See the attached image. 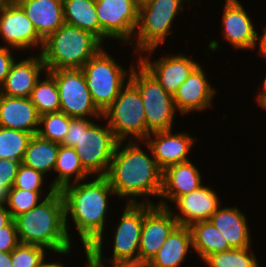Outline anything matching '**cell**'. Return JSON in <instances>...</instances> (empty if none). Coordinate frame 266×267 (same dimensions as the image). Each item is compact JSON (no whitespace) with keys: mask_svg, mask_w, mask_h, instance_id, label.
Masks as SVG:
<instances>
[{"mask_svg":"<svg viewBox=\"0 0 266 267\" xmlns=\"http://www.w3.org/2000/svg\"><path fill=\"white\" fill-rule=\"evenodd\" d=\"M92 177L94 178L90 181L86 179L66 185L60 192L64 200L65 225L70 239L69 216L78 232V239L83 246L89 248L90 256H102L109 196H115V192L106 176Z\"/></svg>","mask_w":266,"mask_h":267,"instance_id":"1","label":"cell"},{"mask_svg":"<svg viewBox=\"0 0 266 267\" xmlns=\"http://www.w3.org/2000/svg\"><path fill=\"white\" fill-rule=\"evenodd\" d=\"M141 141H118L106 174L115 196L126 203L154 204L150 198L158 197L162 188V170L156 163L149 146L143 151ZM123 144V145H122ZM151 196V197H150ZM142 197L139 201L137 198ZM149 198V199H148Z\"/></svg>","mask_w":266,"mask_h":267,"instance_id":"2","label":"cell"},{"mask_svg":"<svg viewBox=\"0 0 266 267\" xmlns=\"http://www.w3.org/2000/svg\"><path fill=\"white\" fill-rule=\"evenodd\" d=\"M14 221L20 243L42 246L54 254L70 253L73 240L66 229L64 200L60 190H55Z\"/></svg>","mask_w":266,"mask_h":267,"instance_id":"3","label":"cell"},{"mask_svg":"<svg viewBox=\"0 0 266 267\" xmlns=\"http://www.w3.org/2000/svg\"><path fill=\"white\" fill-rule=\"evenodd\" d=\"M117 144L107 122L103 126L90 118H72L61 145L75 149L83 168L91 176H106Z\"/></svg>","mask_w":266,"mask_h":267,"instance_id":"4","label":"cell"},{"mask_svg":"<svg viewBox=\"0 0 266 267\" xmlns=\"http://www.w3.org/2000/svg\"><path fill=\"white\" fill-rule=\"evenodd\" d=\"M102 45L91 32L64 23L44 40L40 54L46 71L81 69Z\"/></svg>","mask_w":266,"mask_h":267,"instance_id":"5","label":"cell"},{"mask_svg":"<svg viewBox=\"0 0 266 267\" xmlns=\"http://www.w3.org/2000/svg\"><path fill=\"white\" fill-rule=\"evenodd\" d=\"M184 1L191 3L192 0H150L139 6L136 36L129 43L130 47L135 46L132 57L158 48L172 35V24L177 15L183 13Z\"/></svg>","mask_w":266,"mask_h":267,"instance_id":"6","label":"cell"},{"mask_svg":"<svg viewBox=\"0 0 266 267\" xmlns=\"http://www.w3.org/2000/svg\"><path fill=\"white\" fill-rule=\"evenodd\" d=\"M102 47L81 68L84 73L92 100L104 112L118 96L130 78V69L122 67L110 53ZM127 79V81H126Z\"/></svg>","mask_w":266,"mask_h":267,"instance_id":"7","label":"cell"},{"mask_svg":"<svg viewBox=\"0 0 266 267\" xmlns=\"http://www.w3.org/2000/svg\"><path fill=\"white\" fill-rule=\"evenodd\" d=\"M118 141H143L147 126L143 101L138 88L130 81L122 87L113 103L102 112Z\"/></svg>","mask_w":266,"mask_h":267,"instance_id":"8","label":"cell"},{"mask_svg":"<svg viewBox=\"0 0 266 267\" xmlns=\"http://www.w3.org/2000/svg\"><path fill=\"white\" fill-rule=\"evenodd\" d=\"M134 63L129 80L138 88L143 101L147 137L153 132L173 130L177 113L173 96L138 60Z\"/></svg>","mask_w":266,"mask_h":267,"instance_id":"9","label":"cell"},{"mask_svg":"<svg viewBox=\"0 0 266 267\" xmlns=\"http://www.w3.org/2000/svg\"><path fill=\"white\" fill-rule=\"evenodd\" d=\"M55 79L60 99V111L71 118L102 119V112L94 104L81 69L48 71ZM92 116L94 118H92Z\"/></svg>","mask_w":266,"mask_h":267,"instance_id":"10","label":"cell"},{"mask_svg":"<svg viewBox=\"0 0 266 267\" xmlns=\"http://www.w3.org/2000/svg\"><path fill=\"white\" fill-rule=\"evenodd\" d=\"M139 6L134 0H96L99 20V40L125 43L132 41L138 25Z\"/></svg>","mask_w":266,"mask_h":267,"instance_id":"11","label":"cell"},{"mask_svg":"<svg viewBox=\"0 0 266 267\" xmlns=\"http://www.w3.org/2000/svg\"><path fill=\"white\" fill-rule=\"evenodd\" d=\"M116 230L113 234V256H90V258L101 266H110L118 261L138 259L140 237L144 219V203H126ZM106 261V262H105ZM105 262V263H104ZM104 263V264H103Z\"/></svg>","mask_w":266,"mask_h":267,"instance_id":"12","label":"cell"},{"mask_svg":"<svg viewBox=\"0 0 266 267\" xmlns=\"http://www.w3.org/2000/svg\"><path fill=\"white\" fill-rule=\"evenodd\" d=\"M157 48L146 50L139 54L138 61L154 76L163 89L174 96L179 86L188 78L191 72L199 65V62L191 59L183 53L166 55L151 61L153 53ZM149 54V56L147 55ZM146 56H145V55ZM144 55V56H142Z\"/></svg>","mask_w":266,"mask_h":267,"instance_id":"13","label":"cell"},{"mask_svg":"<svg viewBox=\"0 0 266 267\" xmlns=\"http://www.w3.org/2000/svg\"><path fill=\"white\" fill-rule=\"evenodd\" d=\"M0 39L13 50H29L34 47L42 51L44 39L37 33L32 21L22 7L15 2L0 8Z\"/></svg>","mask_w":266,"mask_h":267,"instance_id":"14","label":"cell"},{"mask_svg":"<svg viewBox=\"0 0 266 267\" xmlns=\"http://www.w3.org/2000/svg\"><path fill=\"white\" fill-rule=\"evenodd\" d=\"M177 225L169 208L144 203L138 259L151 261Z\"/></svg>","mask_w":266,"mask_h":267,"instance_id":"15","label":"cell"},{"mask_svg":"<svg viewBox=\"0 0 266 267\" xmlns=\"http://www.w3.org/2000/svg\"><path fill=\"white\" fill-rule=\"evenodd\" d=\"M221 19L223 41L230 43L234 49L256 50L258 45L257 30L253 20L239 0H225Z\"/></svg>","mask_w":266,"mask_h":267,"instance_id":"16","label":"cell"},{"mask_svg":"<svg viewBox=\"0 0 266 267\" xmlns=\"http://www.w3.org/2000/svg\"><path fill=\"white\" fill-rule=\"evenodd\" d=\"M172 132H153L144 140L162 171L169 166L189 161L191 148L195 144L196 138L191 137L189 133Z\"/></svg>","mask_w":266,"mask_h":267,"instance_id":"17","label":"cell"},{"mask_svg":"<svg viewBox=\"0 0 266 267\" xmlns=\"http://www.w3.org/2000/svg\"><path fill=\"white\" fill-rule=\"evenodd\" d=\"M204 70L199 64L173 96L176 109L182 116L191 112H203L213 105L216 89L208 82Z\"/></svg>","mask_w":266,"mask_h":267,"instance_id":"18","label":"cell"},{"mask_svg":"<svg viewBox=\"0 0 266 267\" xmlns=\"http://www.w3.org/2000/svg\"><path fill=\"white\" fill-rule=\"evenodd\" d=\"M220 197L213 188L201 186L199 189L178 197L173 203L177 213L172 211L178 225L189 227L193 223L206 221L221 207Z\"/></svg>","mask_w":266,"mask_h":267,"instance_id":"19","label":"cell"},{"mask_svg":"<svg viewBox=\"0 0 266 267\" xmlns=\"http://www.w3.org/2000/svg\"><path fill=\"white\" fill-rule=\"evenodd\" d=\"M202 176L191 160L167 167L162 171L160 200L156 205L169 208V202L203 186ZM168 200V201H167Z\"/></svg>","mask_w":266,"mask_h":267,"instance_id":"20","label":"cell"},{"mask_svg":"<svg viewBox=\"0 0 266 267\" xmlns=\"http://www.w3.org/2000/svg\"><path fill=\"white\" fill-rule=\"evenodd\" d=\"M45 64L42 55L29 56L18 61L15 60L0 86V94L12 97L29 98L37 80L45 73Z\"/></svg>","mask_w":266,"mask_h":267,"instance_id":"21","label":"cell"},{"mask_svg":"<svg viewBox=\"0 0 266 267\" xmlns=\"http://www.w3.org/2000/svg\"><path fill=\"white\" fill-rule=\"evenodd\" d=\"M39 121L40 115L30 98L0 94V127L34 135L38 132Z\"/></svg>","mask_w":266,"mask_h":267,"instance_id":"22","label":"cell"},{"mask_svg":"<svg viewBox=\"0 0 266 267\" xmlns=\"http://www.w3.org/2000/svg\"><path fill=\"white\" fill-rule=\"evenodd\" d=\"M247 216L238 207H220L209 221L221 232L231 248L251 247Z\"/></svg>","mask_w":266,"mask_h":267,"instance_id":"23","label":"cell"},{"mask_svg":"<svg viewBox=\"0 0 266 267\" xmlns=\"http://www.w3.org/2000/svg\"><path fill=\"white\" fill-rule=\"evenodd\" d=\"M16 2L44 40L65 23L62 0H16Z\"/></svg>","mask_w":266,"mask_h":267,"instance_id":"24","label":"cell"},{"mask_svg":"<svg viewBox=\"0 0 266 267\" xmlns=\"http://www.w3.org/2000/svg\"><path fill=\"white\" fill-rule=\"evenodd\" d=\"M190 250H193L190 228L177 225L152 258L151 264L153 267H179Z\"/></svg>","mask_w":266,"mask_h":267,"instance_id":"25","label":"cell"},{"mask_svg":"<svg viewBox=\"0 0 266 267\" xmlns=\"http://www.w3.org/2000/svg\"><path fill=\"white\" fill-rule=\"evenodd\" d=\"M53 172L58 175L49 185L55 190H61L66 185L90 179L91 176L83 168L75 149L61 144Z\"/></svg>","mask_w":266,"mask_h":267,"instance_id":"26","label":"cell"},{"mask_svg":"<svg viewBox=\"0 0 266 267\" xmlns=\"http://www.w3.org/2000/svg\"><path fill=\"white\" fill-rule=\"evenodd\" d=\"M60 144L41 138L38 134L30 138L22 164L43 175L54 171Z\"/></svg>","mask_w":266,"mask_h":267,"instance_id":"27","label":"cell"},{"mask_svg":"<svg viewBox=\"0 0 266 267\" xmlns=\"http://www.w3.org/2000/svg\"><path fill=\"white\" fill-rule=\"evenodd\" d=\"M194 252L203 260L209 254L232 249L221 232L209 221H200L189 226Z\"/></svg>","mask_w":266,"mask_h":267,"instance_id":"28","label":"cell"},{"mask_svg":"<svg viewBox=\"0 0 266 267\" xmlns=\"http://www.w3.org/2000/svg\"><path fill=\"white\" fill-rule=\"evenodd\" d=\"M64 22L91 32L99 39V20L96 0H62Z\"/></svg>","mask_w":266,"mask_h":267,"instance_id":"29","label":"cell"},{"mask_svg":"<svg viewBox=\"0 0 266 267\" xmlns=\"http://www.w3.org/2000/svg\"><path fill=\"white\" fill-rule=\"evenodd\" d=\"M44 80L39 78L31 92L30 100L35 105L39 115L60 111L58 86L54 77L45 72Z\"/></svg>","mask_w":266,"mask_h":267,"instance_id":"30","label":"cell"},{"mask_svg":"<svg viewBox=\"0 0 266 267\" xmlns=\"http://www.w3.org/2000/svg\"><path fill=\"white\" fill-rule=\"evenodd\" d=\"M202 261L208 267H260L251 247L216 252L209 254Z\"/></svg>","mask_w":266,"mask_h":267,"instance_id":"31","label":"cell"},{"mask_svg":"<svg viewBox=\"0 0 266 267\" xmlns=\"http://www.w3.org/2000/svg\"><path fill=\"white\" fill-rule=\"evenodd\" d=\"M31 133L0 127V159L22 162Z\"/></svg>","mask_w":266,"mask_h":267,"instance_id":"32","label":"cell"},{"mask_svg":"<svg viewBox=\"0 0 266 267\" xmlns=\"http://www.w3.org/2000/svg\"><path fill=\"white\" fill-rule=\"evenodd\" d=\"M48 191L45 194L44 191H29L12 187L9 190L5 206L14 220L17 216L36 207L41 201L51 195L55 189L50 185Z\"/></svg>","mask_w":266,"mask_h":267,"instance_id":"33","label":"cell"},{"mask_svg":"<svg viewBox=\"0 0 266 267\" xmlns=\"http://www.w3.org/2000/svg\"><path fill=\"white\" fill-rule=\"evenodd\" d=\"M71 119V117L61 111L43 114L40 116L37 134L41 138L62 144Z\"/></svg>","mask_w":266,"mask_h":267,"instance_id":"34","label":"cell"},{"mask_svg":"<svg viewBox=\"0 0 266 267\" xmlns=\"http://www.w3.org/2000/svg\"><path fill=\"white\" fill-rule=\"evenodd\" d=\"M46 248L38 245L22 244L11 251L13 267H41L47 259Z\"/></svg>","mask_w":266,"mask_h":267,"instance_id":"35","label":"cell"},{"mask_svg":"<svg viewBox=\"0 0 266 267\" xmlns=\"http://www.w3.org/2000/svg\"><path fill=\"white\" fill-rule=\"evenodd\" d=\"M45 175L33 168L21 164L15 177L13 187L29 191H45L43 184Z\"/></svg>","mask_w":266,"mask_h":267,"instance_id":"36","label":"cell"},{"mask_svg":"<svg viewBox=\"0 0 266 267\" xmlns=\"http://www.w3.org/2000/svg\"><path fill=\"white\" fill-rule=\"evenodd\" d=\"M21 164L22 162L16 160L0 159V183L8 190L13 187Z\"/></svg>","mask_w":266,"mask_h":267,"instance_id":"37","label":"cell"},{"mask_svg":"<svg viewBox=\"0 0 266 267\" xmlns=\"http://www.w3.org/2000/svg\"><path fill=\"white\" fill-rule=\"evenodd\" d=\"M17 227L12 220L7 226L0 228V251L11 252L19 245Z\"/></svg>","mask_w":266,"mask_h":267,"instance_id":"38","label":"cell"},{"mask_svg":"<svg viewBox=\"0 0 266 267\" xmlns=\"http://www.w3.org/2000/svg\"><path fill=\"white\" fill-rule=\"evenodd\" d=\"M12 49L13 48L0 44V86L4 83L13 62L17 59L14 58L11 52Z\"/></svg>","mask_w":266,"mask_h":267,"instance_id":"39","label":"cell"},{"mask_svg":"<svg viewBox=\"0 0 266 267\" xmlns=\"http://www.w3.org/2000/svg\"><path fill=\"white\" fill-rule=\"evenodd\" d=\"M109 267H153L150 260H125L118 261Z\"/></svg>","mask_w":266,"mask_h":267,"instance_id":"40","label":"cell"},{"mask_svg":"<svg viewBox=\"0 0 266 267\" xmlns=\"http://www.w3.org/2000/svg\"><path fill=\"white\" fill-rule=\"evenodd\" d=\"M13 220L5 205H0V228L7 226Z\"/></svg>","mask_w":266,"mask_h":267,"instance_id":"41","label":"cell"},{"mask_svg":"<svg viewBox=\"0 0 266 267\" xmlns=\"http://www.w3.org/2000/svg\"><path fill=\"white\" fill-rule=\"evenodd\" d=\"M263 34L258 36V55L266 59V27L263 29Z\"/></svg>","mask_w":266,"mask_h":267,"instance_id":"42","label":"cell"},{"mask_svg":"<svg viewBox=\"0 0 266 267\" xmlns=\"http://www.w3.org/2000/svg\"><path fill=\"white\" fill-rule=\"evenodd\" d=\"M11 261V252L0 251V267H13Z\"/></svg>","mask_w":266,"mask_h":267,"instance_id":"43","label":"cell"},{"mask_svg":"<svg viewBox=\"0 0 266 267\" xmlns=\"http://www.w3.org/2000/svg\"><path fill=\"white\" fill-rule=\"evenodd\" d=\"M263 88L262 90L257 94L256 101L259 107L266 101V77L263 80Z\"/></svg>","mask_w":266,"mask_h":267,"instance_id":"44","label":"cell"},{"mask_svg":"<svg viewBox=\"0 0 266 267\" xmlns=\"http://www.w3.org/2000/svg\"><path fill=\"white\" fill-rule=\"evenodd\" d=\"M9 190L0 183V205H5Z\"/></svg>","mask_w":266,"mask_h":267,"instance_id":"45","label":"cell"},{"mask_svg":"<svg viewBox=\"0 0 266 267\" xmlns=\"http://www.w3.org/2000/svg\"><path fill=\"white\" fill-rule=\"evenodd\" d=\"M84 248V253H85V257H86V260H87V267H104V266H101L99 264H97L96 262H94L91 258H90V253H89V248L88 247H85L83 246Z\"/></svg>","mask_w":266,"mask_h":267,"instance_id":"46","label":"cell"},{"mask_svg":"<svg viewBox=\"0 0 266 267\" xmlns=\"http://www.w3.org/2000/svg\"><path fill=\"white\" fill-rule=\"evenodd\" d=\"M65 266L66 265H64L63 263H60V261L59 262H57V261L55 262V260H54V262L45 260L41 265V267H65Z\"/></svg>","mask_w":266,"mask_h":267,"instance_id":"47","label":"cell"},{"mask_svg":"<svg viewBox=\"0 0 266 267\" xmlns=\"http://www.w3.org/2000/svg\"><path fill=\"white\" fill-rule=\"evenodd\" d=\"M16 0H0V8H5L8 5L14 4Z\"/></svg>","mask_w":266,"mask_h":267,"instance_id":"48","label":"cell"},{"mask_svg":"<svg viewBox=\"0 0 266 267\" xmlns=\"http://www.w3.org/2000/svg\"><path fill=\"white\" fill-rule=\"evenodd\" d=\"M134 1L138 6H141L142 4H144V3H146V2H148L150 0H134Z\"/></svg>","mask_w":266,"mask_h":267,"instance_id":"49","label":"cell"},{"mask_svg":"<svg viewBox=\"0 0 266 267\" xmlns=\"http://www.w3.org/2000/svg\"><path fill=\"white\" fill-rule=\"evenodd\" d=\"M260 107H262L261 109H265L266 111V101Z\"/></svg>","mask_w":266,"mask_h":267,"instance_id":"50","label":"cell"}]
</instances>
